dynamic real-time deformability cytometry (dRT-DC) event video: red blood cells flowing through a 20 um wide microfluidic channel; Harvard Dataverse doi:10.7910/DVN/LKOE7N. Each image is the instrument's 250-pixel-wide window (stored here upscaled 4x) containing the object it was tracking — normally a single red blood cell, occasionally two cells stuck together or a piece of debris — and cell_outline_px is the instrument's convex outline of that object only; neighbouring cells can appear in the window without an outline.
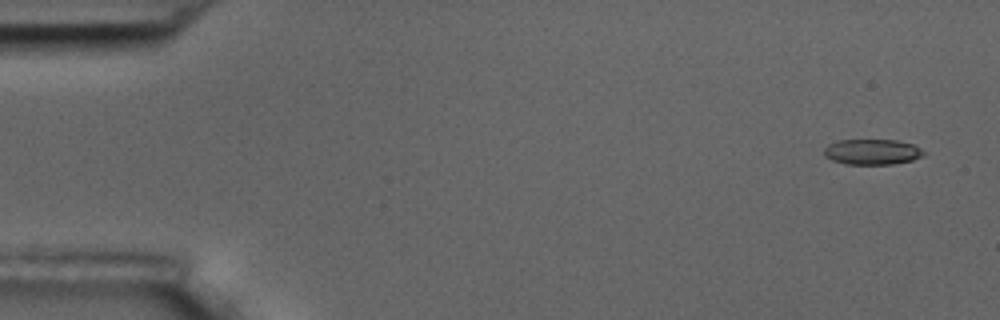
{"species": "common noctule bat (a hibernating species)", "species_latin": "Nyctalus noctula", "temperature_condition": "room temperature", "stored_images_in_passage": 56, "camera_frame_rate_fps": 3000, "um_per_image_px": 0.085, "animal": {"sex": "male", "body_mass_g": 17.5, "forearm_length_mm": 52.3}, "frame": {"image": 1, "passage_image": 3, "time_ms": 0.667, "image_size_px": [1000, 320], "cell_outline_px": [[924, 156], [912, 160], [892, 164], [844, 164], [832, 160], [824, 156], [824, 148], [828, 144], [836, 140], [896, 140], [912, 144], [920, 148], [924, 152]], "centroid_in_image_um": [74.1, 12.91], "position_along_channel_um": 10.9, "area_um2": 14.85}}
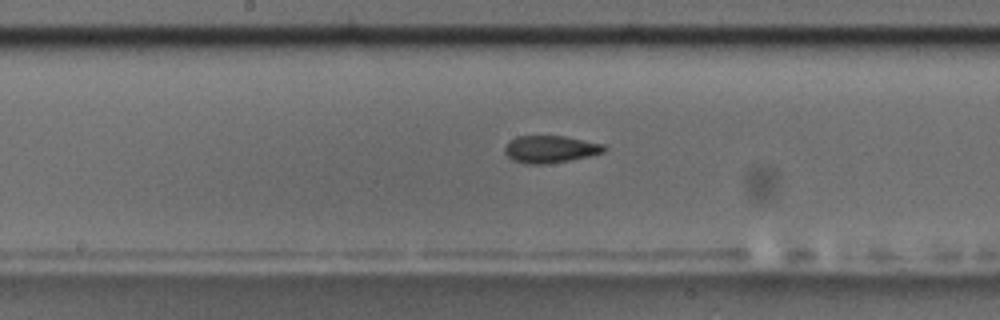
{"frame": {"image": 2, "passage_image": 29, "time_ms": 9.333, "image_size_px": [1000, 320], "cell_outline_px": [[608, 148], [604, 152], [588, 156], [568, 160], [544, 164], [524, 164], [512, 160], [504, 152], [504, 148], [516, 136], [564, 136], [604, 144]], "centroid_in_image_um": [46.78, 12.68], "position_along_channel_um": 201.4, "area_um2": 15.66}}
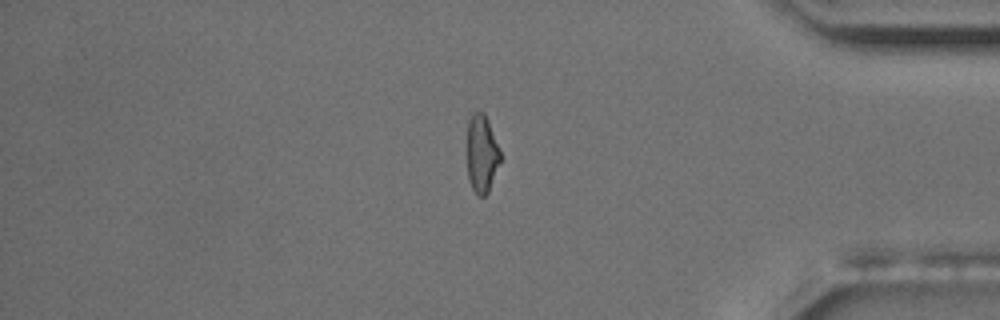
{"frame": {"image": 3, "passage_image": 47, "time_ms": 15.333, "image_size_px": [1000, 320], "cell_outline_px": [[500, 160], [488, 192], [484, 196], [480, 196], [472, 188], [468, 180], [468, 120], [472, 112], [484, 112], [488, 120], [500, 152]], "centroid_in_image_um": [40.94, 13.04], "position_along_channel_um": 394.3, "area_um2": 14.74}, "authors_computed_cell_mechanics": {"area_um2": 15.8083, "velocity_mm_per_s": 3.6657, "shape_relaxation_time_tau1_ms": 7.4236, "shape_relaxation_time_tau2_ms": 3.1579, "deformation_change_tau1": 0.1637, "deformation_change_tau2": 0.0809}}